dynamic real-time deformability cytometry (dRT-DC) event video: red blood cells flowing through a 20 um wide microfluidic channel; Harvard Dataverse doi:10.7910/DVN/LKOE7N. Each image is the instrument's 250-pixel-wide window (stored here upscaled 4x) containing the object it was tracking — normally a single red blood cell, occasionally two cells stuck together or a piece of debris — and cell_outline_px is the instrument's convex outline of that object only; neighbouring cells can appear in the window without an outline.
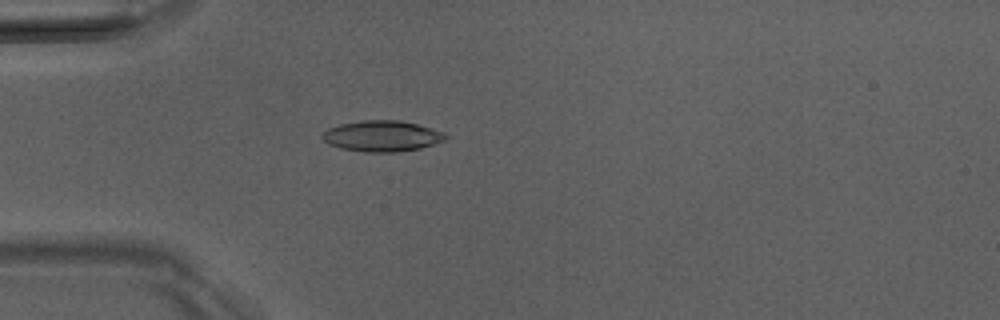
{"species": "Egyptian fruit bat (a non-hibernating species)", "species_latin": "Rousettus aegyptiacus", "temperature_condition": "room temperature", "stored_images_in_passage": 51, "camera_frame_rate_fps": 3000, "um_per_image_px": 0.085, "animal": {"sex": "male"}, "frame": {"image": 1, "passage_image": 15, "time_ms": 4.667, "image_size_px": [1000, 320], "cell_outline_px": [[448, 136], [444, 140], [420, 148], [396, 152], [364, 152], [340, 148], [328, 144], [320, 136], [328, 128], [340, 124], [360, 120], [400, 120], [432, 128], [444, 132]], "centroid_in_image_um": [32.44, 11.56], "position_along_channel_um": 52.6, "area_um2": 22.2}}
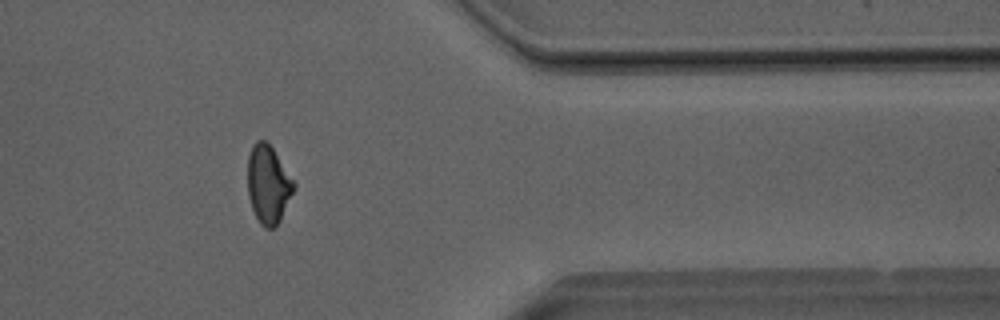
{"frame": {"image": 2, "passage_image": 42, "time_ms": 13.667, "image_size_px": [1000, 320], "cell_outline_px": [[296, 184], [280, 220], [272, 228], [264, 228], [260, 224], [252, 208], [248, 196], [248, 156], [252, 144], [256, 140], [268, 140]], "centroid_in_image_um": [22.78, 15.63], "position_along_channel_um": 388.6, "area_um2": 20.98}}
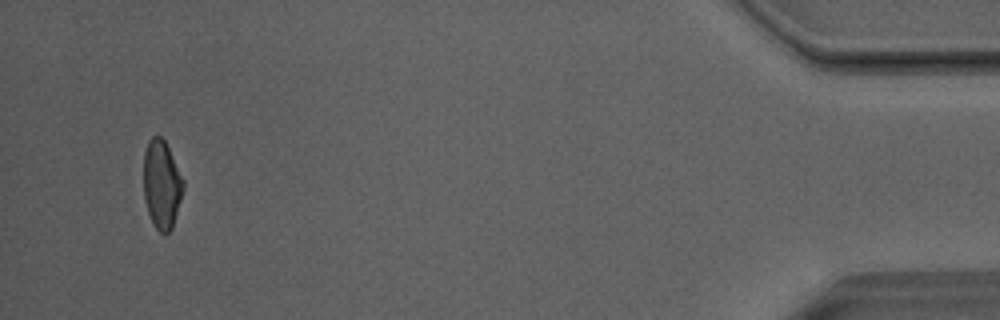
{"frame": {"image": 3, "passage_image": 49, "time_ms": 16.0, "image_size_px": [1000, 320], "cell_outline_px": [[184, 188], [172, 228], [164, 236], [156, 228], [148, 212], [144, 200], [144, 152], [148, 140], [152, 136], [160, 136], [164, 140], [184, 180]], "centroid_in_image_um": [13.74, 15.68], "position_along_channel_um": 421.5, "area_um2": 20.35}, "authors_computed_cell_mechanics": {"area_um2": 21.5594, "velocity_mm_per_s": 4.048, "shape_relaxation_time_tau1_ms": 6.0224, "shape_relaxation_time_tau2_ms": 2.5931, "deformation_change_tau1": 0.1836, "deformation_change_tau2": 0.0752}}